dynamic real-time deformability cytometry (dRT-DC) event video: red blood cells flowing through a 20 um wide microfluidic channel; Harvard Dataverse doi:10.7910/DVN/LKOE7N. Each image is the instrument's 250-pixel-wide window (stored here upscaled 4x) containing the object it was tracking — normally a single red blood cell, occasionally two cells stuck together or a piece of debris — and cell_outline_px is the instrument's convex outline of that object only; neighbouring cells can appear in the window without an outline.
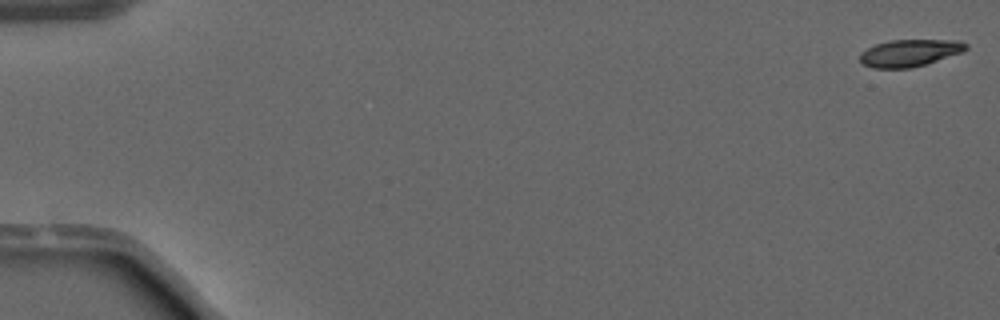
{"species": "common noctule bat (a hibernating species)", "species_latin": "Nyctalus noctula", "temperature_condition": "warm", "stored_images_in_passage": 12, "camera_frame_rate_fps": 3000, "um_per_image_px": 0.085, "animal": {"sex": "male", "forearm_length_mm": 52.5}, "frame": {"image": 1, "passage_image": 1, "time_ms": 0.0, "image_size_px": [1000, 320], "cell_outline_px": [[968, 48], [964, 52], [924, 64], [908, 68], [872, 68], [864, 64], [860, 60], [860, 52], [876, 44], [892, 40], [960, 40], [968, 44]], "centroid_in_image_um": [77.35, 4.49], "position_along_channel_um": 7.6, "area_um2": 16.65}}